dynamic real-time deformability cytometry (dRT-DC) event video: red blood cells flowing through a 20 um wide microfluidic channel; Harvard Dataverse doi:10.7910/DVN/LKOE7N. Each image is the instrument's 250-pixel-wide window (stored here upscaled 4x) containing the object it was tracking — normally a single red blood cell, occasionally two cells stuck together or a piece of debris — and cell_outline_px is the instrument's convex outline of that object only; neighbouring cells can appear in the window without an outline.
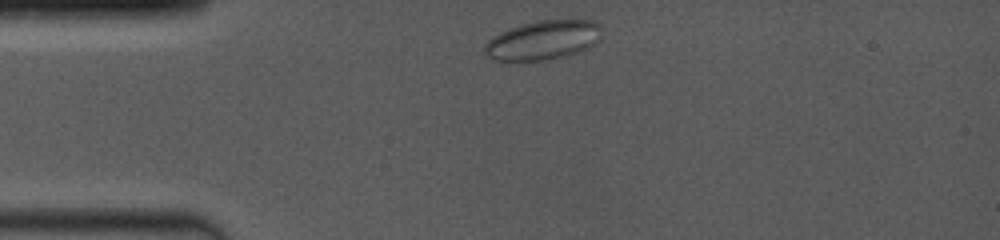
{"species": "common noctule bat (a hibernating species)", "species_latin": "Nyctalus noctula", "temperature_condition": "room temperature", "stored_images_in_passage": 19, "camera_frame_rate_fps": 4000, "um_per_image_px": 0.085, "animal": {"sex": "female", "body_mass_g": 19.0, "forearm_length_mm": 53.3}, "frame": {"image": 1, "passage_image": 1, "time_ms": 0.0, "image_size_px": [1000, 240], "cell_outline_px": [[600, 40], [588, 48], [564, 56], [548, 60], [492, 60], [484, 52], [484, 44], [492, 36], [508, 28], [520, 24], [536, 20], [592, 20], [600, 24]], "centroid_in_image_um": [46.14, 3.4], "position_along_channel_um": 38.9, "area_um2": 26.88}}
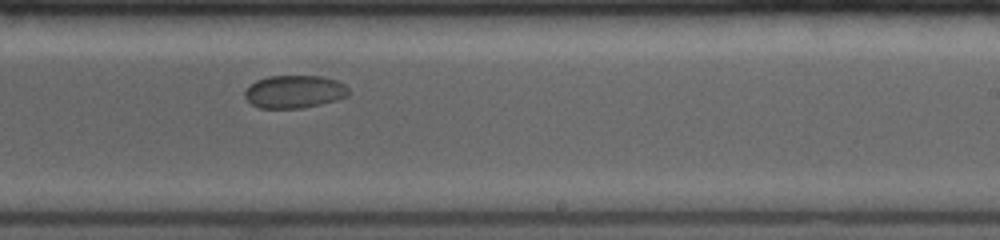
{"frame": {"image": 2, "passage_image": 8, "time_ms": 6.75, "image_size_px": [1000, 240], "cell_outline_px": [[348, 96], [336, 100], [320, 104], [300, 108], [260, 108], [252, 104], [244, 96], [244, 92], [256, 80], [268, 76], [320, 76], [336, 80], [344, 84], [348, 88]], "centroid_in_image_um": [25.02, 7.79], "position_along_channel_um": 264.0, "area_um2": 19.71}}
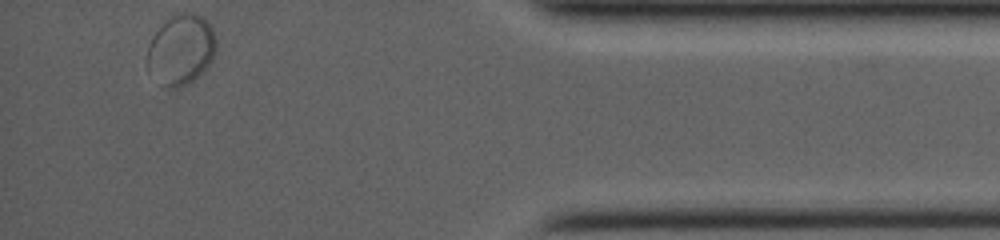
{"frame": {"image": 3, "passage_image": 19, "time_ms": 11.75, "image_size_px": [1000, 240], "cell_outline_px": [[216, 52], [212, 60], [188, 84], [180, 88], [168, 88], [144, 64], [148, 44], [152, 36], [164, 20], [172, 12], [196, 12], [212, 28], [216, 40]], "centroid_in_image_um": [15.35, 4.16], "position_along_channel_um": 419.9, "area_um2": 28.44}}